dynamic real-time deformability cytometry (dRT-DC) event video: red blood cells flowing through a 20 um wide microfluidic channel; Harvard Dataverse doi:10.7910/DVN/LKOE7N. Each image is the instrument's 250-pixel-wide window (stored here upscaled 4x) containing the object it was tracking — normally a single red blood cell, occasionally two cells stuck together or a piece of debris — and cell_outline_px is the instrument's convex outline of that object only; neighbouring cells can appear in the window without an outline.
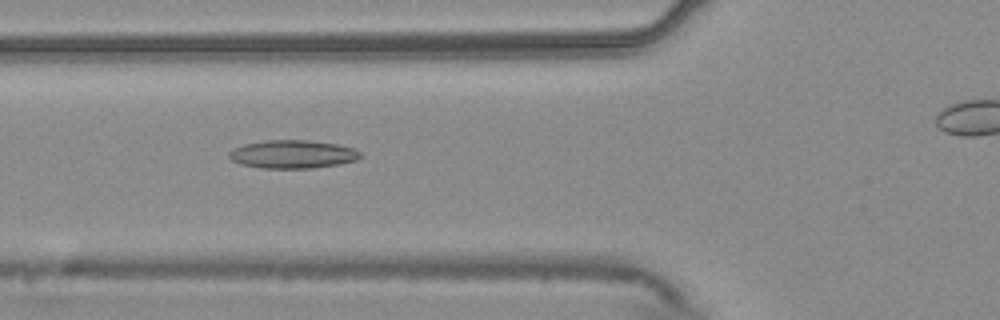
{"species": "common noctule bat (a hibernating species)", "species_latin": "Nyctalus noctula", "temperature_condition": "warm", "stored_images_in_passage": 48, "camera_frame_rate_fps": 3000, "um_per_image_px": 0.085, "animal": {"sex": "male", "body_mass_g": 20.4}, "frame": {"image": 1, "passage_image": 21, "time_ms": 6.667, "image_size_px": [1000, 320], "cell_outline_px": [[364, 156], [356, 160], [340, 164], [312, 168], [260, 168], [240, 164], [232, 160], [228, 156], [228, 152], [232, 148], [244, 144], [268, 140], [308, 140], [336, 144], [356, 148]], "centroid_in_image_um": [24.89, 13.11], "position_along_channel_um": 100.9, "area_um2": 21.79}}
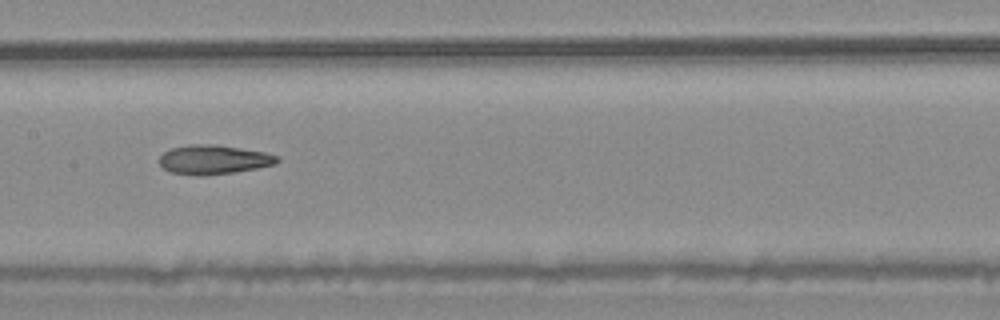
{"frame": {"image": 2, "passage_image": 28, "time_ms": 9.0, "image_size_px": [1000, 320], "cell_outline_px": [[280, 160], [276, 164], [256, 168], [232, 172], [200, 176], [196, 176], [172, 172], [164, 168], [160, 164], [160, 156], [164, 152], [172, 148], [188, 144], [216, 144], [264, 152], [280, 156]], "centroid_in_image_um": [18.17, 13.56], "position_along_channel_um": 189.2, "area_um2": 20.0}}
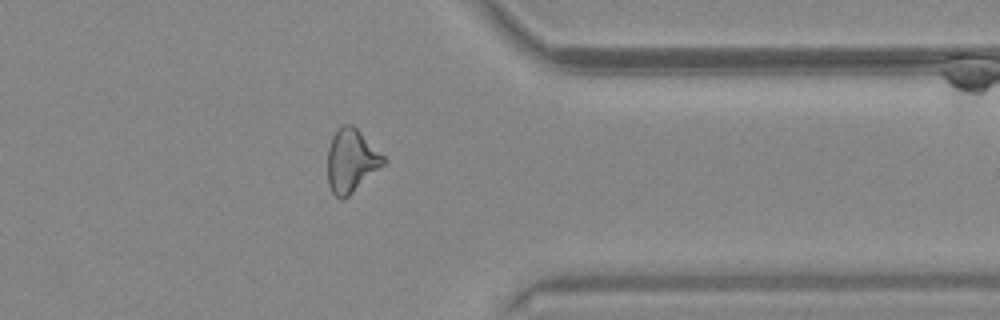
{"frame": {"image": 3, "passage_image": 44, "time_ms": 14.333, "image_size_px": [1000, 320], "cell_outline_px": [[388, 160], [384, 164], [348, 196], [340, 200], [332, 192], [328, 184], [328, 148], [332, 136], [344, 124], [352, 124]], "centroid_in_image_um": [29.85, 13.67], "position_along_channel_um": 381.6, "area_um2": 20.23}}